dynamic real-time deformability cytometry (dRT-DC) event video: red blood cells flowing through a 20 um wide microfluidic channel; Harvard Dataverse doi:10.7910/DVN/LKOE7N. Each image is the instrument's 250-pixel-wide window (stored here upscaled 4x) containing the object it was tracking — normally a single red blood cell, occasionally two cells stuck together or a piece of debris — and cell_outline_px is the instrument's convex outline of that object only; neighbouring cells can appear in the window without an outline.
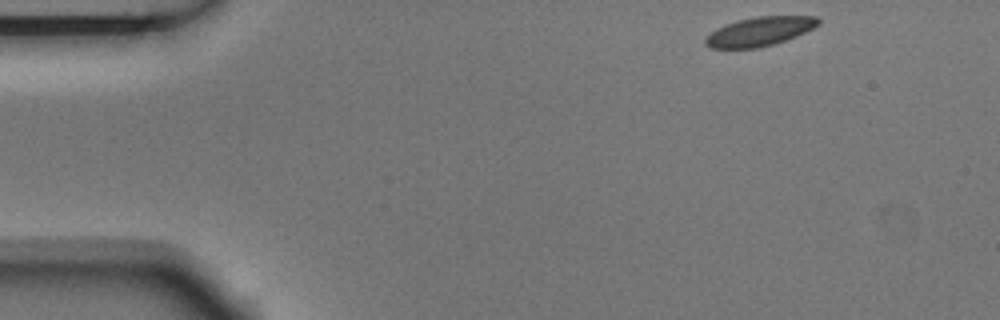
{"species": "Egyptian fruit bat (a non-hibernating species)", "species_latin": "Rousettus aegyptiacus", "temperature_condition": "room temperature", "stored_images_in_passage": 5, "camera_frame_rate_fps": 3000, "um_per_image_px": 0.085, "animal": {"sex": "male"}, "frame": {"image": 1, "passage_image": 1, "time_ms": 0.0, "image_size_px": [1000, 320], "cell_outline_px": [[820, 24], [796, 36], [772, 44], [756, 48], [708, 48], [704, 44], [704, 40], [716, 28], [724, 24], [756, 16], [816, 16], [820, 20]], "centroid_in_image_um": [64.54, 2.67], "position_along_channel_um": 20.5, "area_um2": 18.9}}
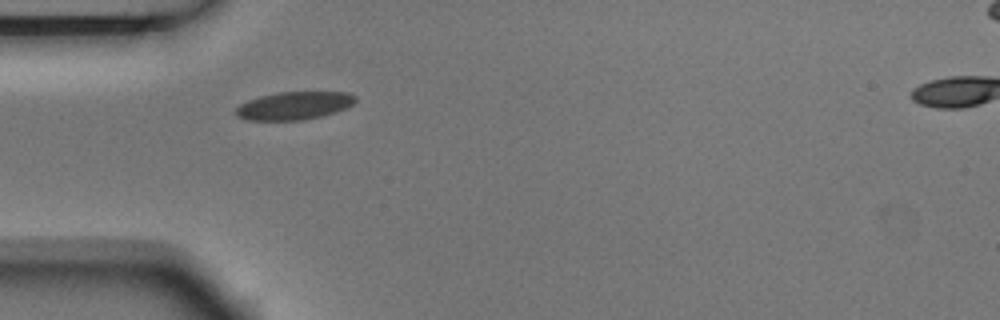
{"frame": {"image": 2, "passage_image": 4, "time_ms": 1.0, "image_size_px": [1000, 320], "cell_outline_px": [[356, 100], [352, 104], [344, 108], [320, 116], [304, 120], [248, 120], [236, 116], [232, 112], [240, 104], [248, 100], [260, 96], [280, 92], [348, 92], [356, 96]], "centroid_in_image_um": [24.94, 8.98], "position_along_channel_um": 60.1, "area_um2": 19.36}}
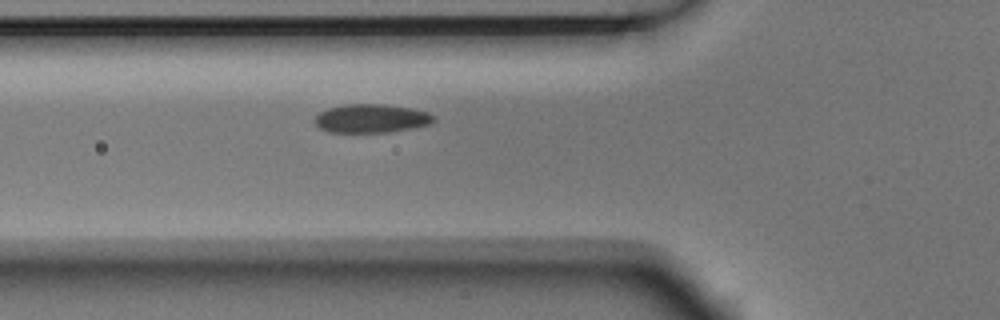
{"frame": {"image": 3, "passage_image": 5, "time_ms": 1.333, "image_size_px": [1000, 320], "cell_outline_px": [[436, 120], [428, 124], [412, 128], [388, 132], [328, 132], [320, 128], [316, 124], [316, 116], [320, 112], [328, 108], [344, 104], [384, 104], [412, 108], [428, 112], [436, 116]], "centroid_in_image_um": [31.59, 10.06], "position_along_channel_um": 94.2, "area_um2": 19.83}}